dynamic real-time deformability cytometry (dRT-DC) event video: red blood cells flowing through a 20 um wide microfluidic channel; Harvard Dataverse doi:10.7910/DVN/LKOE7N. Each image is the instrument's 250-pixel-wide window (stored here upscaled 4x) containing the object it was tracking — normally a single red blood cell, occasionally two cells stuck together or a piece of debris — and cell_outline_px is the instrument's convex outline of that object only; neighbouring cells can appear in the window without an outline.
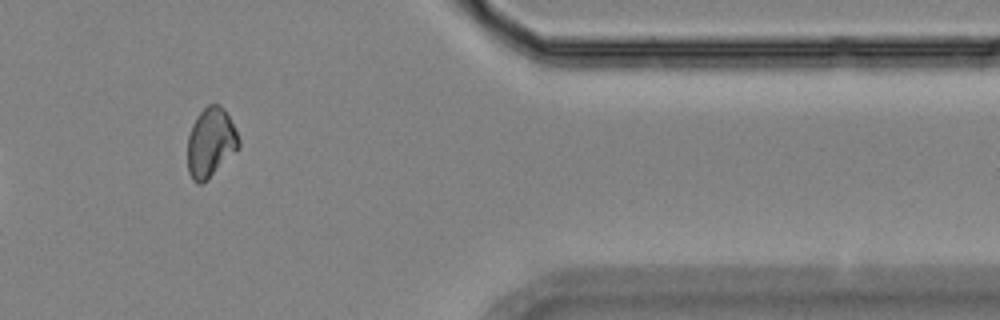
{"species": "Egyptian fruit bat (a non-hibernating species)", "species_latin": "Rousettus aegyptiacus", "temperature_condition": "room temperature", "stored_images_in_passage": 16, "camera_frame_rate_fps": 3000, "um_per_image_px": 0.085, "animal": {"sex": "female"}, "frame": {"image": 1, "passage_image": 14, "time_ms": 17.0, "image_size_px": [1000, 320], "cell_outline_px": [[240, 148], [208, 180], [200, 184], [196, 184], [192, 180], [188, 172], [188, 136], [192, 124], [196, 116], [208, 104], [220, 104], [224, 108], [240, 140]], "centroid_in_image_um": [17.9, 12.14], "position_along_channel_um": 393.5, "area_um2": 20.92}, "authors_computed_cell_mechanics": {"area_um2": 22.8021, "velocity_mm_per_s": 3.5665, "shape_relaxation_time_tau1_ms": 6.5889, "shape_relaxation_time_tau2_ms": 3.3916, "deformation_change_tau1": 0.1413, "deformation_change_tau2": 0.0969}}